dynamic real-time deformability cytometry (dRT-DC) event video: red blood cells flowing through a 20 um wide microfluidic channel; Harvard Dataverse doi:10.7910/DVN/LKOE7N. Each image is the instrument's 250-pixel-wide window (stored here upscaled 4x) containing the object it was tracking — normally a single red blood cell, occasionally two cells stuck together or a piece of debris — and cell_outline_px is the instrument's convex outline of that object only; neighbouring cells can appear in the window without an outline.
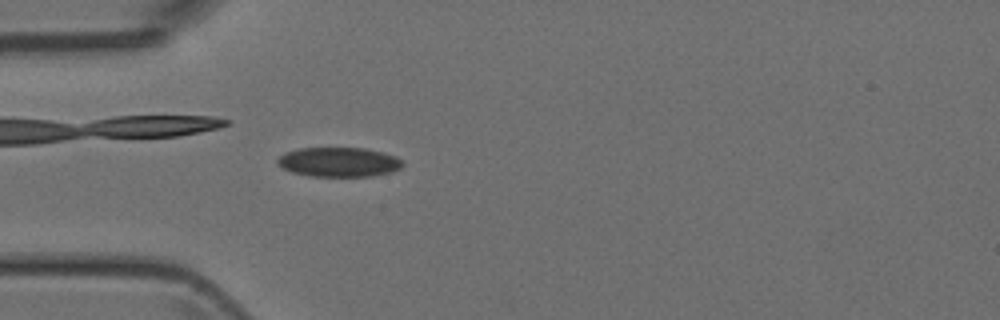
{"species": "Egyptian fruit bat (a non-hibernating species)", "species_latin": "Rousettus aegyptiacus", "temperature_condition": "room temperature", "stored_images_in_passage": 44, "camera_frame_rate_fps": 3000, "um_per_image_px": 0.085, "animal": {"sex": "female"}, "frame": {"image": 1, "passage_image": 8, "time_ms": 2.333, "image_size_px": [1000, 320], "cell_outline_px": [[404, 164], [400, 168], [392, 172], [372, 176], [312, 176], [292, 172], [284, 168], [276, 160], [284, 152], [296, 148], [364, 148], [384, 152], [396, 156]], "centroid_in_image_um": [28.82, 13.76], "position_along_channel_um": 56.2, "area_um2": 21.5}}
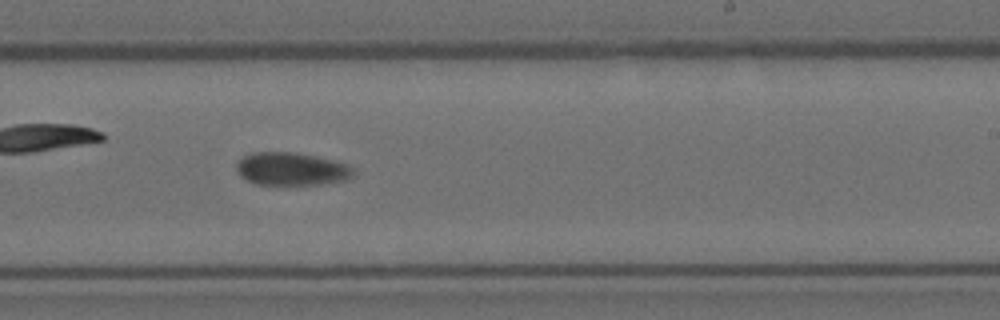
{"frame": {"image": 2, "passage_image": 24, "time_ms": 7.667, "image_size_px": [1000, 320], "cell_outline_px": [[356, 172], [352, 176], [344, 180], [320, 184], [256, 184], [240, 176], [236, 172], [236, 164], [244, 156], [252, 152], [296, 152], [336, 160], [348, 164]], "centroid_in_image_um": [24.78, 14.34], "position_along_channel_um": 264.2, "area_um2": 22.48}}
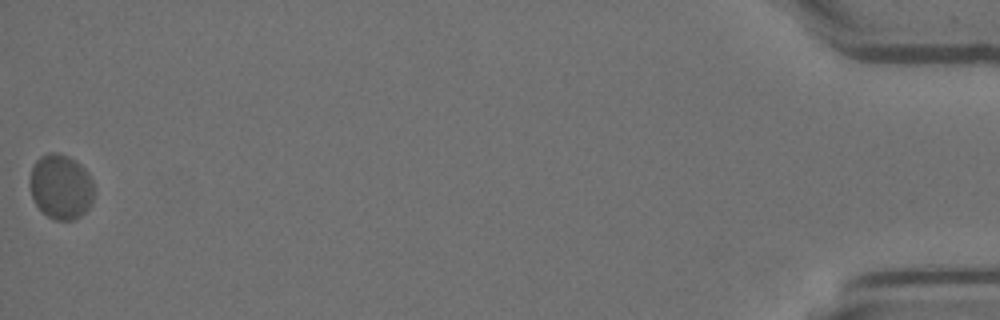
{"frame": {"image": 3, "passage_image": 44, "time_ms": 14.333, "image_size_px": [1000, 320], "cell_outline_px": [[92, 204], [80, 216], [72, 220], [56, 220], [48, 216], [36, 204], [32, 196], [28, 184], [28, 180], [32, 168], [36, 160], [40, 156], [48, 152], [60, 152], [76, 160], [88, 172], [92, 180]], "centroid_in_image_um": [5.15, 15.84], "position_along_channel_um": 430.1, "area_um2": 24.39}}